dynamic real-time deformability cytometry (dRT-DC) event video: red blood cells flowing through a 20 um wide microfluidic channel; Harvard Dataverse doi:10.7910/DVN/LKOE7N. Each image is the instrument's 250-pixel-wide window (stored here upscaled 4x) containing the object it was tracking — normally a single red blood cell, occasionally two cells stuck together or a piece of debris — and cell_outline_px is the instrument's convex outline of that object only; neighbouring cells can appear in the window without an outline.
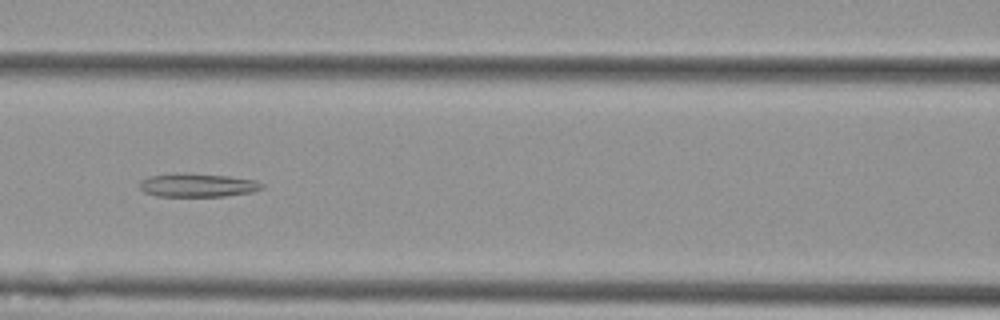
{"species": "Egyptian fruit bat (a non-hibernating species)", "species_latin": "Rousettus aegyptiacus", "temperature_condition": "cold", "stored_images_in_passage": 43, "camera_frame_rate_fps": 3000, "um_per_image_px": 0.085, "animal": {"sex": "female"}, "frame": {"image": 1, "passage_image": 12, "time_ms": 3.667, "image_size_px": [1000, 320], "cell_outline_px": [[264, 188], [252, 192], [224, 196], [156, 196], [144, 192], [140, 188], [140, 180], [152, 176], [228, 176], [256, 180], [264, 184]], "centroid_in_image_um": [16.88, 15.8], "position_along_channel_um": 149.7, "area_um2": 15.72}}
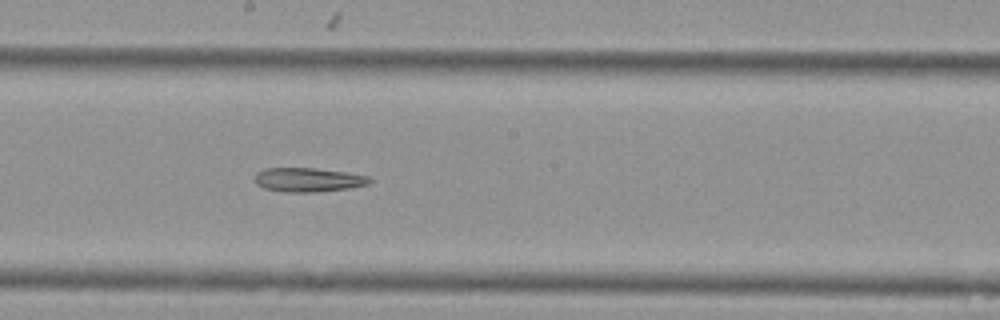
{"frame": {"image": 2, "passage_image": 18, "time_ms": 5.667, "image_size_px": [1000, 320], "cell_outline_px": [[372, 180], [368, 184], [348, 188], [312, 192], [284, 192], [264, 188], [256, 184], [256, 172], [264, 168], [316, 168], [344, 172], [368, 176]], "centroid_in_image_um": [26.16, 15.28], "position_along_channel_um": 222.0, "area_um2": 15.95}}
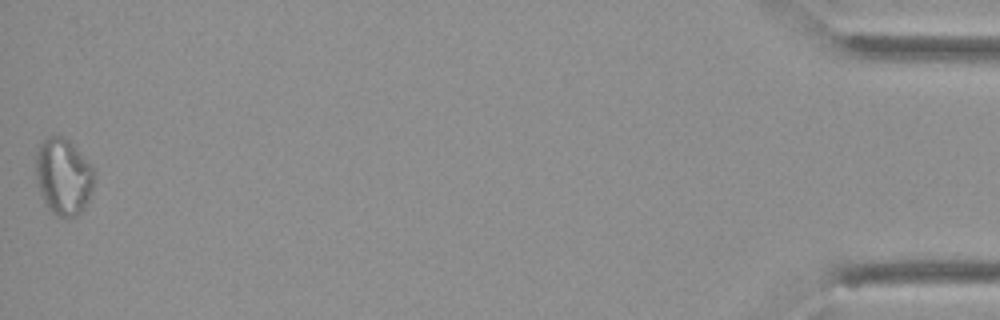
{"frame": {"image": 3, "passage_image": 43, "time_ms": 14.0, "image_size_px": [1000, 320], "cell_outline_px": [[96, 176], [88, 200], [84, 208], [76, 216], [60, 216], [52, 212], [44, 204], [36, 180], [36, 152], [40, 140], [48, 136], [60, 136], [68, 140], [92, 164], [96, 172]], "centroid_in_image_um": [5.39, 14.98], "position_along_channel_um": 429.8, "area_um2": 26.3}}